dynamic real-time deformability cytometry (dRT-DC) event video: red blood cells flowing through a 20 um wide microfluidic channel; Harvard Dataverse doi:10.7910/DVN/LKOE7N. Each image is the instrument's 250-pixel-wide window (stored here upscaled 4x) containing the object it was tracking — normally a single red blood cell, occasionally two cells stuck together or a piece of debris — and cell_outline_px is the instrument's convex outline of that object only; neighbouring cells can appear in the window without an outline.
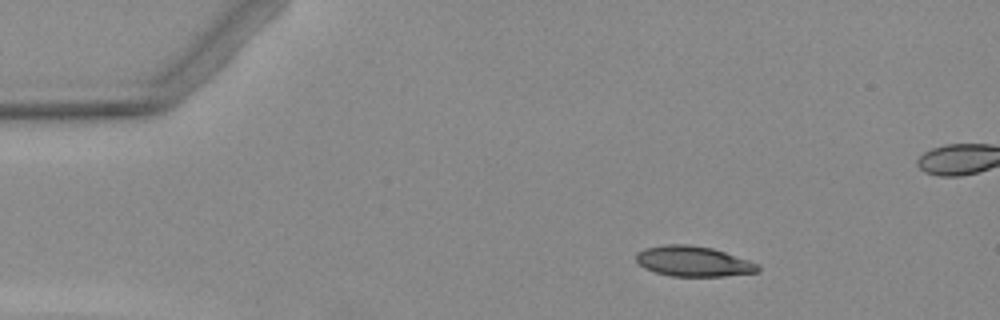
{"species": "Egyptian fruit bat (a non-hibernating species)", "species_latin": "Rousettus aegyptiacus", "temperature_condition": "warm", "stored_images_in_passage": 6, "camera_frame_rate_fps": 3000, "um_per_image_px": 0.085, "animal": {"sex": "female"}, "frame": {"image": 1, "passage_image": 3, "time_ms": 2.667, "image_size_px": [1000, 320], "cell_outline_px": [[760, 272], [724, 276], [672, 276], [656, 272], [644, 268], [636, 264], [636, 252], [644, 248], [664, 244], [688, 244], [712, 248], [760, 264]], "centroid_in_image_um": [58.91, 22.21], "position_along_channel_um": 26.1, "area_um2": 21.68}}